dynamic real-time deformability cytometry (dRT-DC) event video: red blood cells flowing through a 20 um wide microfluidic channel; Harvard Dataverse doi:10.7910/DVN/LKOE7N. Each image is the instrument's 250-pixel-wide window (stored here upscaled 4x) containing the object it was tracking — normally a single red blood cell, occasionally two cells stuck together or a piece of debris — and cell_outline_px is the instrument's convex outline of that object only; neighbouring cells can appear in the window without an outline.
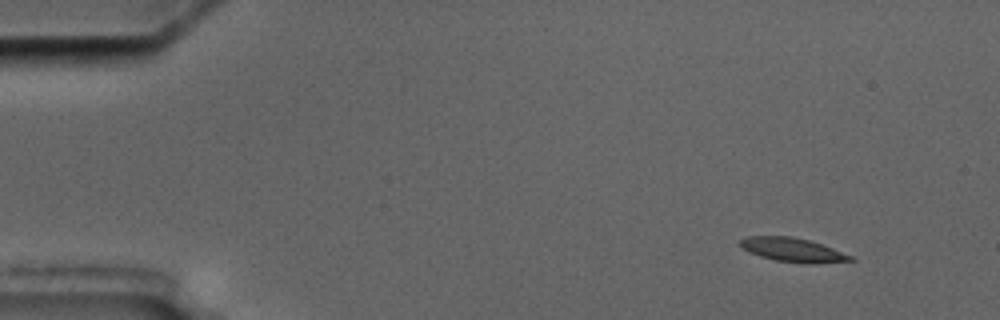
{"species": "common noctule bat (a hibernating species)", "species_latin": "Nyctalus noctula", "temperature_condition": "cold", "stored_images_in_passage": 12, "camera_frame_rate_fps": 3000, "um_per_image_px": 0.085, "animal": {"sex": "male", "body_mass_g": 17.5, "forearm_length_mm": 52.3}, "frame": {"image": 1, "passage_image": 1, "time_ms": 0.0, "image_size_px": [1000, 320], "cell_outline_px": [[856, 260], [812, 264], [776, 260], [760, 256], [744, 248], [740, 244], [740, 240], [748, 236], [792, 236], [812, 240], [852, 256]], "centroid_in_image_um": [67.43, 21.23], "position_along_channel_um": 17.6, "area_um2": 15.2}}
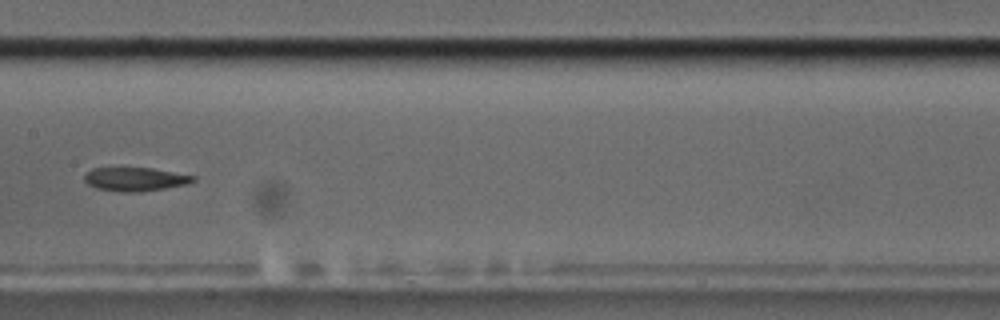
{"frame": {"image": 2, "passage_image": 7, "time_ms": 8.0, "image_size_px": [1000, 320], "cell_outline_px": [[196, 180], [188, 184], [140, 192], [120, 192], [96, 188], [88, 184], [84, 180], [84, 176], [92, 168], [152, 168], [196, 176]], "centroid_in_image_um": [11.5, 15.23], "position_along_channel_um": 195.9, "area_um2": 14.97}}
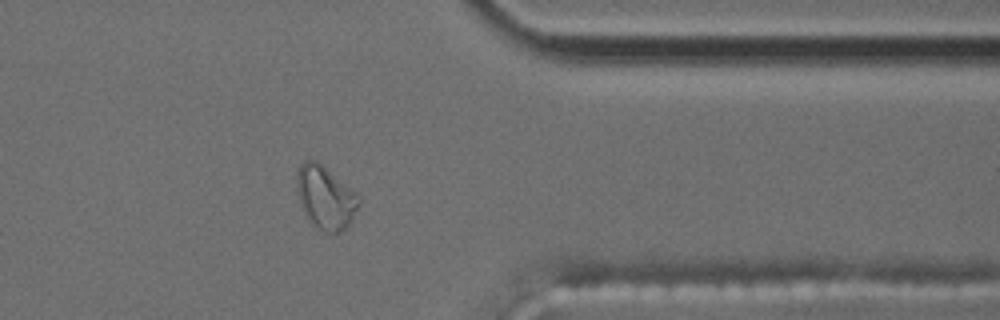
{"frame": {"image": 3, "passage_image": 12, "time_ms": 13.667, "image_size_px": [1000, 320], "cell_outline_px": [[360, 204], [348, 224], [340, 232], [324, 232], [312, 224], [304, 212], [300, 204], [296, 188], [296, 172], [300, 164], [304, 160], [316, 160], [352, 188], [360, 200]], "centroid_in_image_um": [27.63, 16.75], "position_along_channel_um": 383.8, "area_um2": 22.72}, "authors_computed_cell_mechanics": {"area_um2": 15.4615, "velocity_mm_per_s": 3.5008, "shape_relaxation_time_tau1_ms": 6.9646, "shape_relaxation_time_tau2_ms": 6.5223, "deformation_change_tau1": 0.2117, "deformation_change_tau2": 0.1719}}